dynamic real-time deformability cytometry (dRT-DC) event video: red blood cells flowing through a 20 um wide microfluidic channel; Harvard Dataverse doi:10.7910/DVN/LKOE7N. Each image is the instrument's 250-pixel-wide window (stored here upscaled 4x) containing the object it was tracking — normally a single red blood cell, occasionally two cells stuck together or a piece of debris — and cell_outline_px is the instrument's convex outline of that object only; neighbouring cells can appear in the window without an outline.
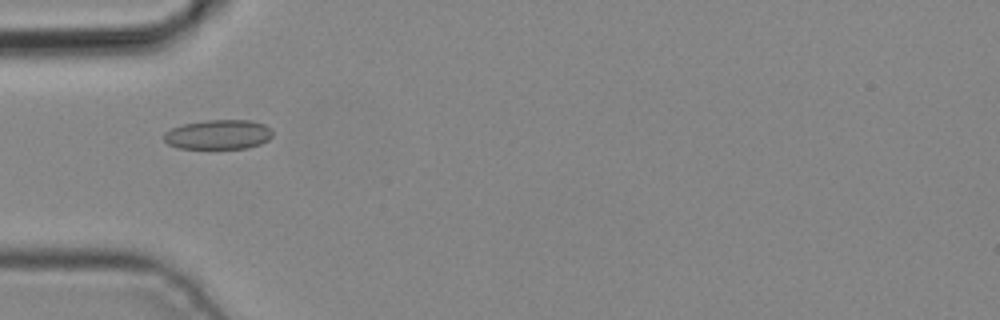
{"species": "common noctule bat (a hibernating species)", "species_latin": "Nyctalus noctula", "temperature_condition": "cold", "stored_images_in_passage": 1, "camera_frame_rate_fps": 3000, "um_per_image_px": 0.085, "animal": {"sex": "male", "body_mass_g": 19.2, "forearm_length_mm": 51.8}, "frame": {"image": 1, "passage_image": 1, "time_ms": 0.0, "image_size_px": [1000, 320], "cell_outline_px": [[272, 136], [268, 140], [260, 144], [248, 148], [176, 148], [168, 144], [164, 140], [164, 132], [172, 128], [184, 124], [208, 120], [248, 120], [264, 124], [272, 128]], "centroid_in_image_um": [18.57, 11.44], "position_along_channel_um": 66.4, "area_um2": 18.73}}